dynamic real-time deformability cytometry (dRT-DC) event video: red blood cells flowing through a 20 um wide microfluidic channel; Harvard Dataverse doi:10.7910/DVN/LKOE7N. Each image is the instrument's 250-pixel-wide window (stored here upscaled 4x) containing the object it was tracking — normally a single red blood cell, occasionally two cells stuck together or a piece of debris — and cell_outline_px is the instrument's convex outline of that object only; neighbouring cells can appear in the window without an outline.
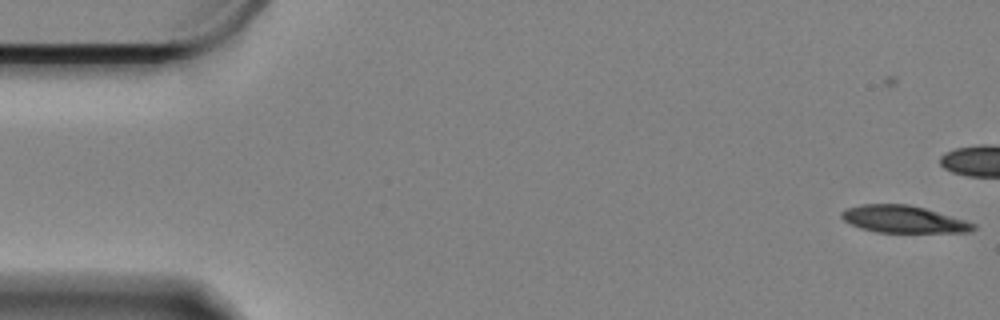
{"species": "Egyptian fruit bat (a non-hibernating species)", "species_latin": "Rousettus aegyptiacus", "temperature_condition": "cold", "stored_images_in_passage": 50, "camera_frame_rate_fps": 3000, "um_per_image_px": 0.085, "animal": {"sex": "female"}, "frame": {"image": 1, "passage_image": 5, "time_ms": 1.333, "image_size_px": [1000, 320], "cell_outline_px": [[976, 228], [968, 232], [876, 232], [860, 228], [844, 220], [840, 216], [840, 212], [848, 208], [860, 204], [908, 204], [924, 208], [964, 220], [976, 224]], "centroid_in_image_um": [76.76, 18.63], "position_along_channel_um": 8.2, "area_um2": 20.63}}
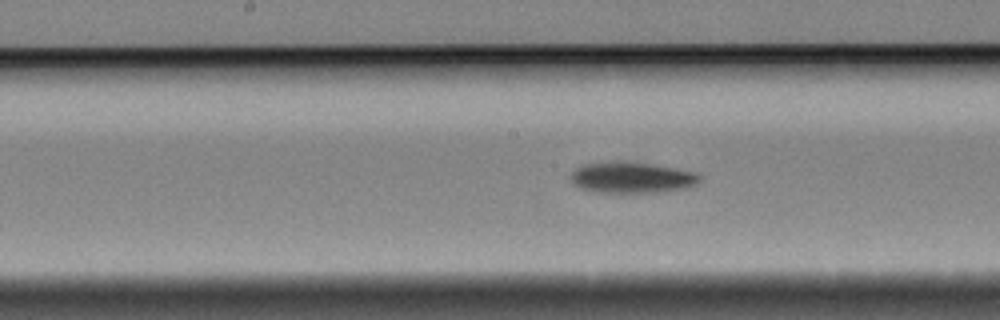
{"frame": {"image": 2, "passage_image": 33, "time_ms": 10.667, "image_size_px": [1000, 320], "cell_outline_px": [[700, 180], [696, 184], [684, 188], [660, 192], [596, 192], [580, 188], [572, 184], [572, 172], [576, 168], [584, 164], [616, 160], [620, 160], [648, 164], [696, 172], [700, 176]], "centroid_in_image_um": [53.66, 15.08], "position_along_channel_um": 194.5, "area_um2": 23.18}}
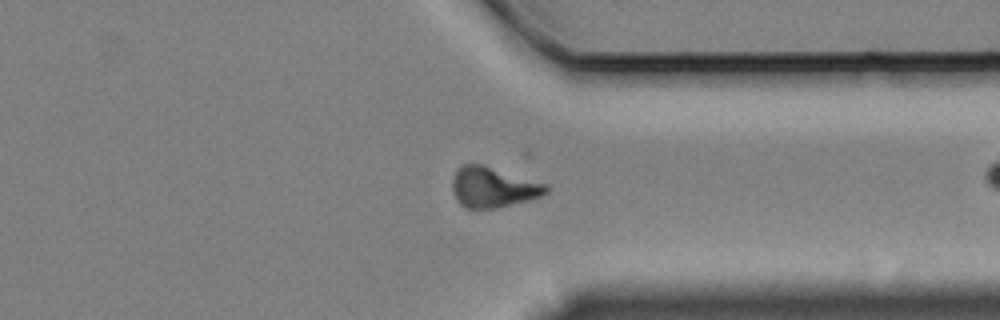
{"frame": {"image": 3, "passage_image": 49, "time_ms": 16.0, "image_size_px": [1000, 320], "cell_outline_px": [[548, 192], [540, 196], [528, 200], [496, 208], [464, 208], [456, 200], [452, 192], [452, 180], [456, 168], [464, 164], [480, 164], [548, 184]], "centroid_in_image_um": [41.87, 15.92], "position_along_channel_um": 369.5, "area_um2": 22.02}}